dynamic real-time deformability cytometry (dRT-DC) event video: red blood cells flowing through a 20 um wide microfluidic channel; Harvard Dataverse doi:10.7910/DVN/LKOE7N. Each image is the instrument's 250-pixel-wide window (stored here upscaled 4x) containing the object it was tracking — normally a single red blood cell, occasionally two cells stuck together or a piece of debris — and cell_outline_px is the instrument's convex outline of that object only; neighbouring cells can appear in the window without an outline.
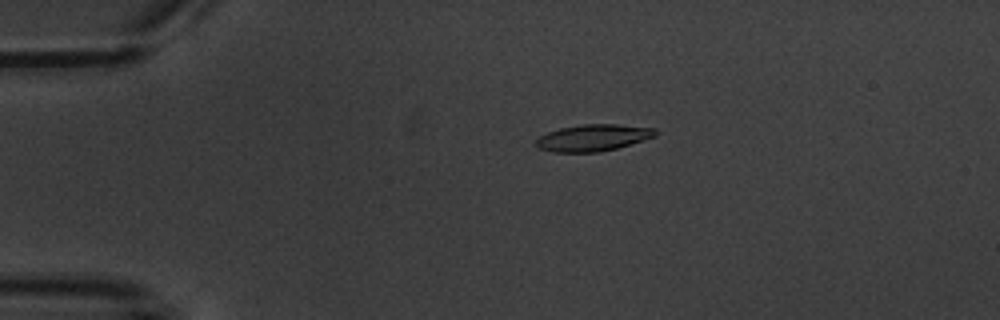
{"species": "common noctule bat (a hibernating species)", "species_latin": "Nyctalus noctula", "temperature_condition": "warm", "stored_images_in_passage": 5, "camera_frame_rate_fps": 3000, "um_per_image_px": 0.085, "animal": {"sex": "male", "body_mass_g": 20.1, "forearm_length_mm": 53.5}, "frame": {"image": 1, "passage_image": 3, "time_ms": 2.333, "image_size_px": [1000, 320], "cell_outline_px": [[656, 136], [616, 148], [600, 152], [552, 152], [540, 148], [536, 144], [536, 140], [540, 136], [548, 132], [560, 128], [584, 124], [616, 124], [656, 128]], "centroid_in_image_um": [50.42, 11.7], "position_along_channel_um": 34.6, "area_um2": 18.38}}
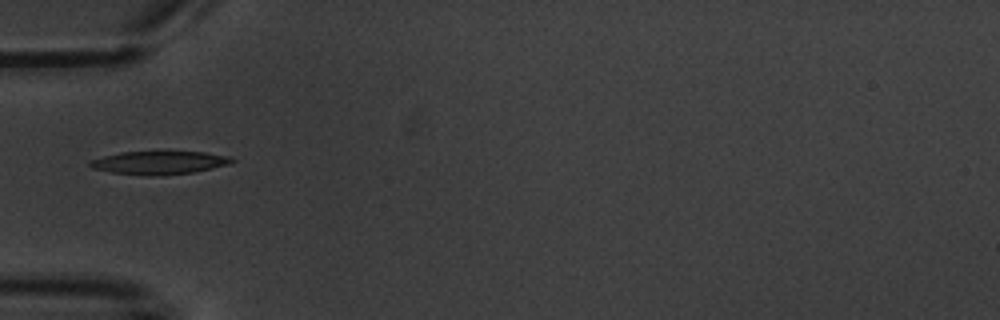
{"frame": {"image": 2, "passage_image": 4, "time_ms": 4.667, "image_size_px": [1000, 320], "cell_outline_px": [[236, 160], [232, 164], [192, 172], [160, 176], [148, 176], [112, 172], [92, 168], [88, 164], [92, 160], [104, 156], [120, 152], [164, 148], [204, 152], [232, 156]], "centroid_in_image_um": [13.61, 13.77], "position_along_channel_um": 71.4, "area_um2": 20.4}}
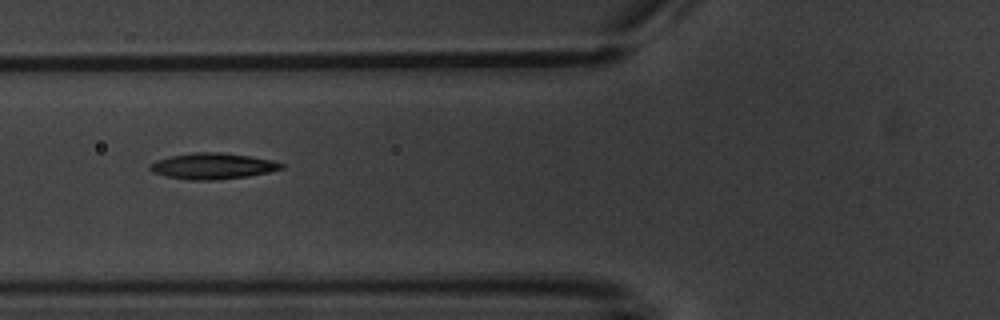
{"frame": {"image": 3, "passage_image": 5, "time_ms": 5.667, "image_size_px": [1000, 320], "cell_outline_px": [[284, 168], [268, 172], [248, 176], [216, 180], [192, 180], [168, 176], [152, 172], [148, 168], [148, 164], [156, 160], [172, 156], [192, 152], [220, 152], [248, 156], [272, 160], [284, 164]], "centroid_in_image_um": [18.06, 14.11], "position_along_channel_um": 107.7, "area_um2": 19.83}}